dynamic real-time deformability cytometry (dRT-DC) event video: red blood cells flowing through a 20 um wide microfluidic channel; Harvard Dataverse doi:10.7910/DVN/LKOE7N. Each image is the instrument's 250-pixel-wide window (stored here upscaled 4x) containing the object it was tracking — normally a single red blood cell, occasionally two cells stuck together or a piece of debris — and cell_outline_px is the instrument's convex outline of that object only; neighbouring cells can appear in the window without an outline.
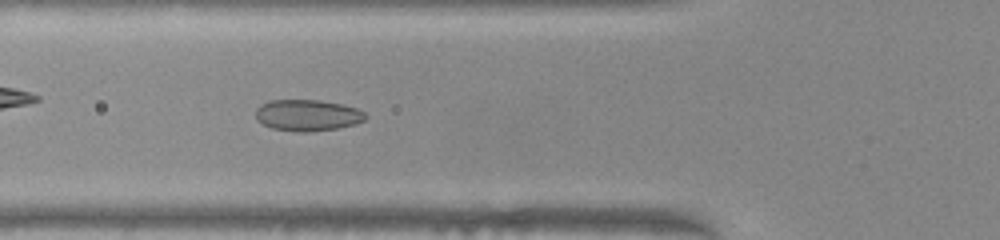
{"species": "common noctule bat (a hibernating species)", "species_latin": "Nyctalus noctula", "temperature_condition": "warm", "stored_images_in_passage": 44, "camera_frame_rate_fps": 3000, "um_per_image_px": 0.085, "animal": {"sex": "female", "body_mass_g": 22.0, "forearm_length_mm": 56.7}, "frame": {"image": 1, "passage_image": 12, "time_ms": 3.667, "image_size_px": [1000, 240], "cell_outline_px": [[368, 116], [364, 120], [356, 124], [336, 128], [308, 132], [300, 132], [272, 128], [256, 120], [256, 108], [260, 104], [268, 100], [320, 100], [340, 104], [356, 108], [364, 112]], "centroid_in_image_um": [26.12, 9.79], "position_along_channel_um": 99.7, "area_um2": 20.06}}
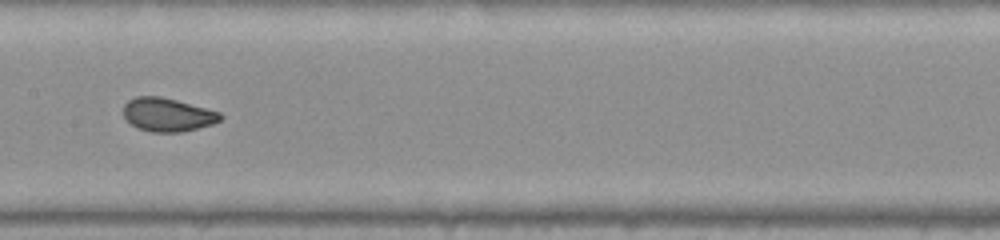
{"frame": {"image": 2, "passage_image": 19, "time_ms": 6.0, "image_size_px": [1000, 240], "cell_outline_px": [[224, 116], [220, 120], [212, 124], [180, 132], [152, 132], [136, 128], [124, 116], [124, 104], [128, 100], [136, 96], [160, 96], [176, 100], [220, 112]], "centroid_in_image_um": [14.23, 9.74], "position_along_channel_um": 193.2, "area_um2": 18.79}}
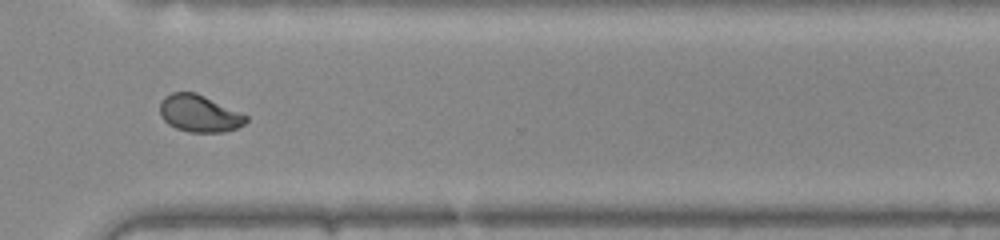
{"frame": {"image": 3, "passage_image": 31, "time_ms": 10.0, "image_size_px": [1000, 240], "cell_outline_px": [[248, 120], [244, 124], [236, 128], [224, 132], [188, 132], [176, 128], [168, 124], [160, 116], [160, 100], [164, 96], [172, 92], [196, 92], [248, 116]], "centroid_in_image_um": [16.91, 9.64], "position_along_channel_um": 353.7, "area_um2": 18.61}, "authors_computed_cell_mechanics": {"area_um2": 19.1318, "velocity_mm_per_s": 4.0088, "shape_relaxation_time_tau1_ms": 5.5313, "shape_relaxation_time_tau2_ms": null, "deformation_change_tau1": 0.1702, "deformation_change_tau2": null}}